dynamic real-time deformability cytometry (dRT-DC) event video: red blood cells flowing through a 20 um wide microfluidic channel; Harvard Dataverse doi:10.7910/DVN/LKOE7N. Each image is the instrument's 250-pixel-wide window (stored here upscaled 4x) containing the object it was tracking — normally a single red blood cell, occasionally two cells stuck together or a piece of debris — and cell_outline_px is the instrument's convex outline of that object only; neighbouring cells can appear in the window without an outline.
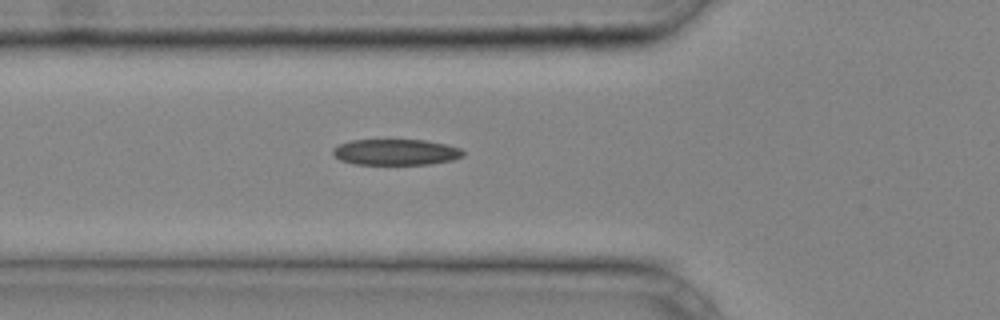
{"species": "common noctule bat (a hibernating species)", "species_latin": "Nyctalus noctula", "temperature_condition": "cold", "stored_images_in_passage": 36, "camera_frame_rate_fps": 3000, "um_per_image_px": 0.085, "animal": {"sex": "male", "body_mass_g": 20.4}, "frame": {"image": 1, "passage_image": 11, "time_ms": 3.333, "image_size_px": [1000, 320], "cell_outline_px": [[464, 156], [452, 160], [428, 164], [356, 164], [340, 160], [332, 152], [332, 148], [340, 144], [352, 140], [424, 140], [444, 144], [460, 148], [464, 152]], "centroid_in_image_um": [33.64, 12.93], "position_along_channel_um": 92.2, "area_um2": 19.54}}